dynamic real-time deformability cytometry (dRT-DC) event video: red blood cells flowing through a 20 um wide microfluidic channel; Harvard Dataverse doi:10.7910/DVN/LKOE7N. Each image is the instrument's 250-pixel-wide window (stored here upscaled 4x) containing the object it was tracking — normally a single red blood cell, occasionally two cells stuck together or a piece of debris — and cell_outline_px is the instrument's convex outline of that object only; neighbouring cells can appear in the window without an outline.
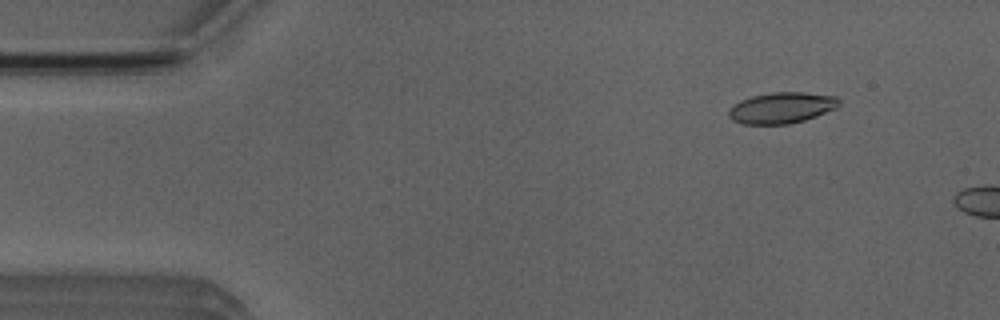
{"species": "Egyptian fruit bat (a non-hibernating species)", "species_latin": "Rousettus aegyptiacus", "temperature_condition": "room temperature", "stored_images_in_passage": 13, "camera_frame_rate_fps": 3000, "um_per_image_px": 0.085, "animal": {"sex": "male"}, "frame": {"image": 1, "passage_image": 6, "time_ms": 1.667, "image_size_px": [1000, 320], "cell_outline_px": [[840, 104], [836, 108], [816, 116], [804, 120], [788, 124], [740, 124], [732, 120], [728, 116], [728, 108], [740, 100], [752, 96], [772, 92], [804, 92], [836, 96], [840, 100]], "centroid_in_image_um": [66.41, 9.16], "position_along_channel_um": 18.6, "area_um2": 20.11}}